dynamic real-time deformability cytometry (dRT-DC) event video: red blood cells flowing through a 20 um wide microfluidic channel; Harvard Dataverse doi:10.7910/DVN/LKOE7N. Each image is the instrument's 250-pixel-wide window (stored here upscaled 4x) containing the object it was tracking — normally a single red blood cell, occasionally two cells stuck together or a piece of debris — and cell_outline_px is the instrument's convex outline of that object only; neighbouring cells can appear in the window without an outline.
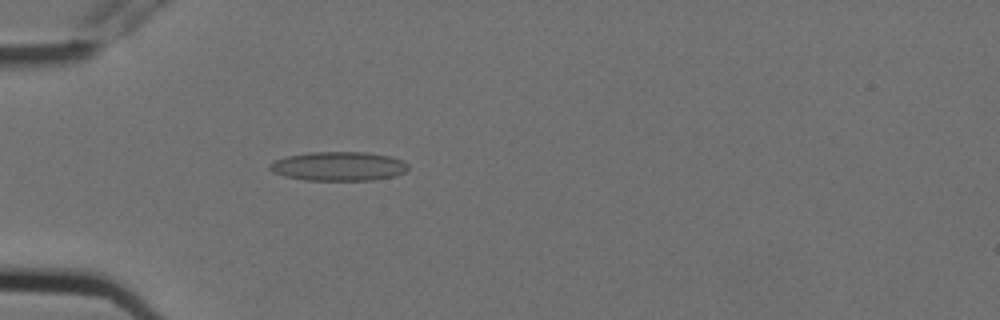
{"species": "Egyptian fruit bat (a non-hibernating species)", "species_latin": "Rousettus aegyptiacus", "temperature_condition": "cold", "stored_images_in_passage": 6, "camera_frame_rate_fps": 3000, "um_per_image_px": 0.085, "animal": {"sex": "female"}, "frame": {"image": 1, "passage_image": 5, "time_ms": 1.333, "image_size_px": [1000, 320], "cell_outline_px": [[408, 168], [404, 172], [392, 176], [372, 180], [304, 180], [284, 176], [272, 172], [268, 168], [268, 164], [272, 160], [288, 156], [308, 152], [368, 152], [392, 156], [404, 160], [408, 164]], "centroid_in_image_um": [28.75, 14.12], "position_along_channel_um": 56.2, "area_um2": 23.7}}